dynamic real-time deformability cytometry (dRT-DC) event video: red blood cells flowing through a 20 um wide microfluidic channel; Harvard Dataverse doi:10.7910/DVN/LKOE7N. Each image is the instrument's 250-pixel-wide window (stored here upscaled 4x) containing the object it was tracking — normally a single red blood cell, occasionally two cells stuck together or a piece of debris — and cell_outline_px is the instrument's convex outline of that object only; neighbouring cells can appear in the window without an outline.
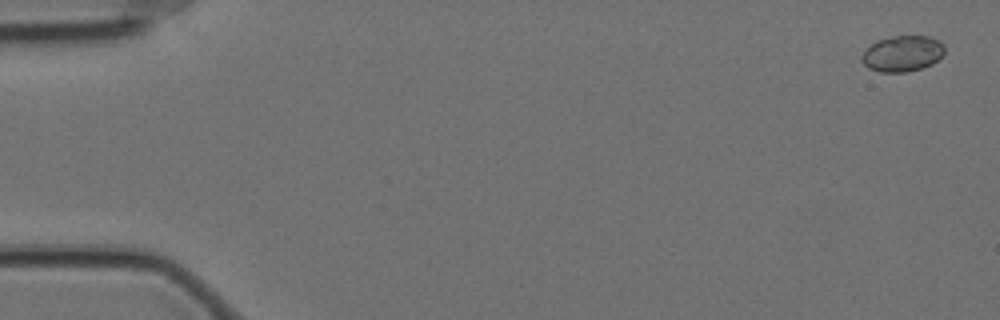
{"species": "Egyptian fruit bat (a non-hibernating species)", "species_latin": "Rousettus aegyptiacus", "temperature_condition": "cold", "stored_images_in_passage": 12, "camera_frame_rate_fps": 3000, "um_per_image_px": 0.085, "animal": {"sex": "female"}, "frame": {"image": 1, "passage_image": 2, "time_ms": 0.333, "image_size_px": [1000, 320], "cell_outline_px": [[944, 52], [932, 64], [920, 68], [904, 72], [880, 72], [868, 68], [860, 60], [860, 56], [876, 40], [896, 36], [928, 36], [940, 40], [944, 44]], "centroid_in_image_um": [76.69, 4.55], "position_along_channel_um": 8.3, "area_um2": 17.22}}